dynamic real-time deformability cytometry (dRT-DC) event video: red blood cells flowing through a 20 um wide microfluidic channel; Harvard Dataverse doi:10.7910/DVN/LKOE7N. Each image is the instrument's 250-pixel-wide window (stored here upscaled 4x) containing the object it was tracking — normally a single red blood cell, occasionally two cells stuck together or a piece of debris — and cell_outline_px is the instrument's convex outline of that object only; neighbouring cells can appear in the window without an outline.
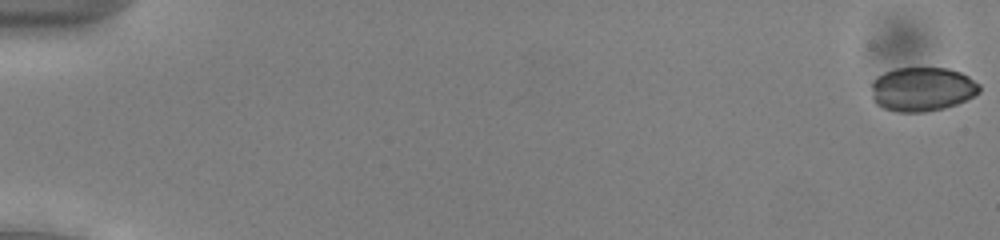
{"species": "common noctule bat (a hibernating species)", "species_latin": "Nyctalus noctula", "temperature_condition": "cold", "stored_images_in_passage": 49, "camera_frame_rate_fps": 3000, "um_per_image_px": 0.085, "animal": {"sex": "male", "body_mass_g": 13.0, "forearm_length_mm": 53.1}, "frame": {"image": 1, "passage_image": 1, "time_ms": 0.0, "image_size_px": [1000, 240], "cell_outline_px": [[980, 92], [956, 104], [944, 108], [928, 112], [896, 112], [880, 108], [872, 100], [872, 80], [876, 76], [884, 72], [896, 68], [948, 68], [960, 72], [968, 76], [980, 84]], "centroid_in_image_um": [78.35, 7.59], "position_along_channel_um": 6.7, "area_um2": 28.09}}
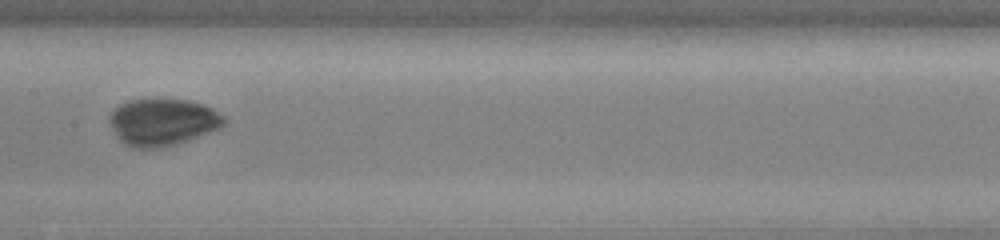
{"frame": {"image": 2, "passage_image": 29, "time_ms": 9.333, "image_size_px": [1000, 240], "cell_outline_px": [[228, 120], [220, 128], [188, 140], [160, 148], [136, 148], [124, 144], [120, 140], [108, 120], [108, 116], [112, 108], [128, 100], [188, 100], [204, 104], [212, 108], [224, 116]], "centroid_in_image_um": [13.82, 10.37], "position_along_channel_um": 193.6, "area_um2": 31.33}}
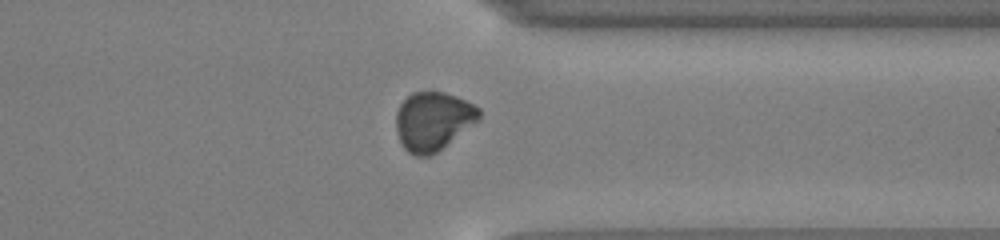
{"frame": {"image": 3, "passage_image": 43, "time_ms": 14.0, "image_size_px": [1000, 240], "cell_outline_px": [[480, 120], [432, 156], [412, 156], [400, 144], [396, 128], [396, 112], [400, 104], [412, 92], [444, 92], [456, 96], [480, 108]], "centroid_in_image_um": [36.8, 10.32], "position_along_channel_um": 374.6, "area_um2": 28.61}}